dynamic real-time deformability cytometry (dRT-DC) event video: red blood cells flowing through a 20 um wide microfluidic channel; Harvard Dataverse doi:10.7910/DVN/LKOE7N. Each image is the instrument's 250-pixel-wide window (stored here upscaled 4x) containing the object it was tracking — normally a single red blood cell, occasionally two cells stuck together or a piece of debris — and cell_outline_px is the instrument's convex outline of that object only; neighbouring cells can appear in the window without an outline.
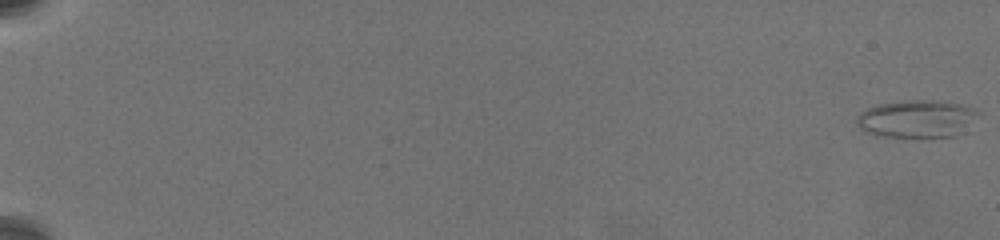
{"species": "common noctule bat (a hibernating species)", "species_latin": "Nyctalus noctula", "temperature_condition": "warm", "stored_images_in_passage": 62, "camera_frame_rate_fps": 3000, "um_per_image_px": 0.085, "animal": {"sex": "female", "body_mass_g": 19.5, "forearm_length_mm": 54.1}, "frame": {"image": 1, "passage_image": 1, "time_ms": 0.0, "image_size_px": [1000, 240], "cell_outline_px": [[972, 112], [952, 136], [888, 136], [872, 132], [860, 128], [856, 124], [856, 120], [860, 112], [868, 108], [884, 104], [948, 104], [964, 108]], "centroid_in_image_um": [77.61, 10.17], "position_along_channel_um": 7.4, "area_um2": 22.54}}
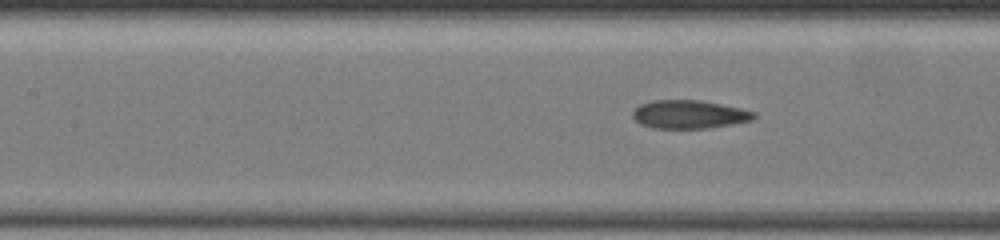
{"frame": {"image": 2, "passage_image": 41, "time_ms": 11.0, "image_size_px": [1000, 240], "cell_outline_px": [[756, 116], [752, 120], [712, 128], [652, 128], [640, 124], [632, 116], [632, 112], [640, 104], [652, 100], [700, 100], [740, 108], [756, 112]], "centroid_in_image_um": [58.57, 9.72], "position_along_channel_um": 148.8, "area_um2": 20.06}}
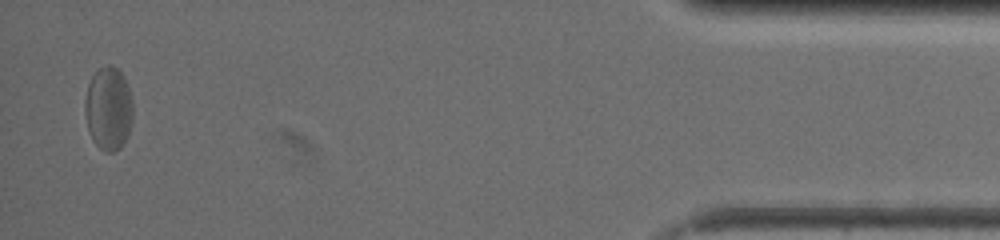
{"frame": {"image": 3, "passage_image": 62, "time_ms": 21.0, "image_size_px": [1000, 240], "cell_outline_px": [[132, 124], [120, 148], [112, 152], [104, 152], [92, 140], [88, 128], [84, 108], [84, 100], [88, 84], [92, 76], [100, 68], [108, 64], [112, 64], [124, 76], [132, 100]], "centroid_in_image_um": [9.21, 9.22], "position_along_channel_um": 426.0, "area_um2": 23.24}, "authors_computed_cell_mechanics": {"area_um2": 20.9814, "velocity_mm_per_s": 3.4513, "shape_relaxation_time_tau1_ms": null, "shape_relaxation_time_tau2_ms": 1.7787, "deformation_change_tau1": null, "deformation_change_tau2": 0.0787}}